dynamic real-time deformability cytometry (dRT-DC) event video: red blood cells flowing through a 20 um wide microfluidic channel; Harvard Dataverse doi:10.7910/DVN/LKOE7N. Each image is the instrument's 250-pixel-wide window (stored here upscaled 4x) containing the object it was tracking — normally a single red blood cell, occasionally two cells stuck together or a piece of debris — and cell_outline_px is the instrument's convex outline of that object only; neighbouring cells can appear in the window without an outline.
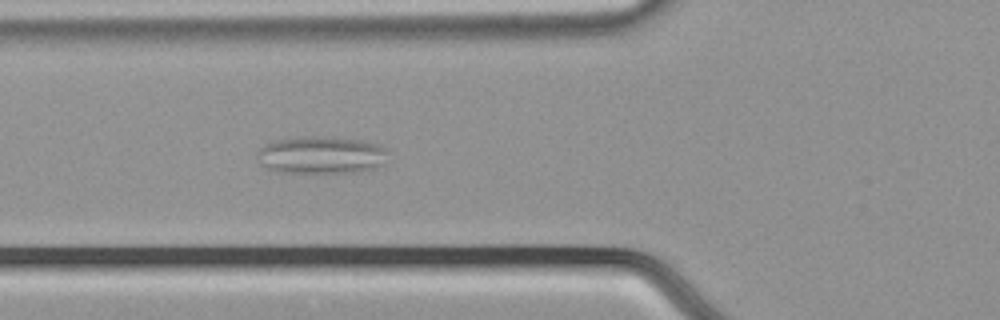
{"species": "common noctule bat (a hibernating species)", "species_latin": "Nyctalus noctula", "temperature_condition": "cold", "stored_images_in_passage": 56, "camera_frame_rate_fps": 3000, "um_per_image_px": 0.085, "animal": {"sex": "male", "body_mass_g": 21.5, "forearm_length_mm": 52.0}, "frame": {"image": 1, "passage_image": 21, "time_ms": 6.667, "image_size_px": [1000, 320], "cell_outline_px": [[388, 164], [376, 168], [356, 172], [280, 172], [264, 168], [260, 164], [256, 152], [260, 148], [276, 140], [300, 136], [332, 136], [364, 140], [388, 148]], "centroid_in_image_um": [27.37, 13.17], "position_along_channel_um": 98.4, "area_um2": 29.19}}
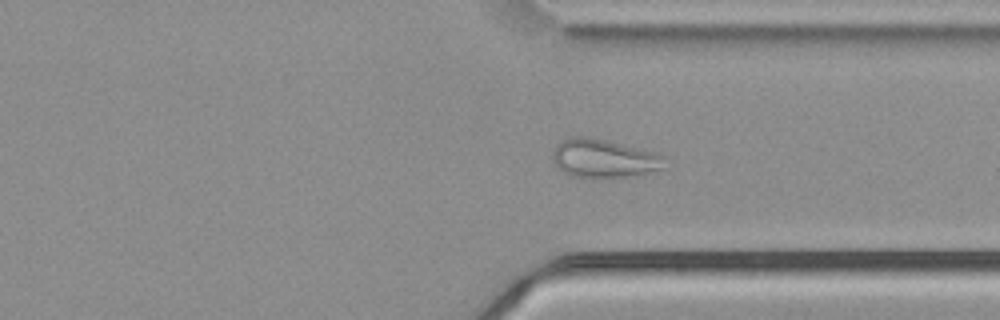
{"frame": {"image": 2, "passage_image": 42, "time_ms": 13.667, "image_size_px": [1000, 320], "cell_outline_px": [[668, 168], [640, 176], [604, 180], [592, 180], [572, 176], [564, 172], [552, 160], [552, 156], [556, 144], [560, 140], [572, 136], [584, 136], [604, 140], [656, 152], [668, 156]], "centroid_in_image_um": [51.44, 13.53], "position_along_channel_um": 360.0, "area_um2": 26.53}}
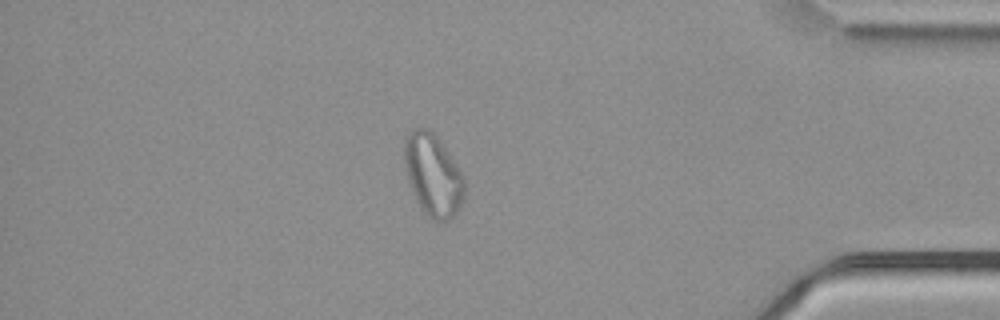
{"frame": {"image": 3, "passage_image": 48, "time_ms": 15.667, "image_size_px": [1000, 320], "cell_outline_px": [[464, 196], [456, 212], [448, 220], [432, 220], [420, 208], [412, 192], [404, 168], [404, 136], [412, 128], [428, 128], [436, 136], [464, 176]], "centroid_in_image_um": [36.76, 14.85], "position_along_channel_um": 398.4, "area_um2": 28.61}, "authors_computed_cell_mechanics": {"area_um2": 29.1312, "velocity_mm_per_s": 3.7278, "shape_relaxation_time_tau1_ms": null, "shape_relaxation_time_tau2_ms": 2.0122, "deformation_change_tau1": null, "deformation_change_tau2": 0.0922}}